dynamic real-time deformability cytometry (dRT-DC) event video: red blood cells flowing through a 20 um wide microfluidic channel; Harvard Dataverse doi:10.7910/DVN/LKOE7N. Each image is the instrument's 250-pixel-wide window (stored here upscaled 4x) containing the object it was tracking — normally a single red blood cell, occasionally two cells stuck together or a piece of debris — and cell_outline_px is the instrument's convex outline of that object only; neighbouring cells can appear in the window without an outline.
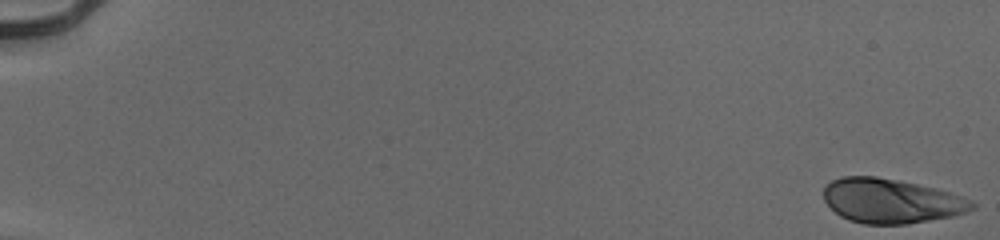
{"species": "human", "species_latin": "Homo sapiens", "temperature_condition": "cold", "stored_images_in_passage": 22, "camera_frame_rate_fps": 3000, "um_per_image_px": 0.085, "donor": {"sex": "male"}, "frame": {"image": 1, "passage_image": 1, "time_ms": 0.0, "image_size_px": [1000, 240], "cell_outline_px": [[976, 208], [968, 212], [952, 216], [908, 224], [864, 224], [848, 220], [840, 216], [824, 200], [824, 184], [840, 176], [876, 176], [936, 188], [972, 200], [976, 204]], "centroid_in_image_um": [75.74, 17.08], "position_along_channel_um": 9.3, "area_um2": 38.55}}
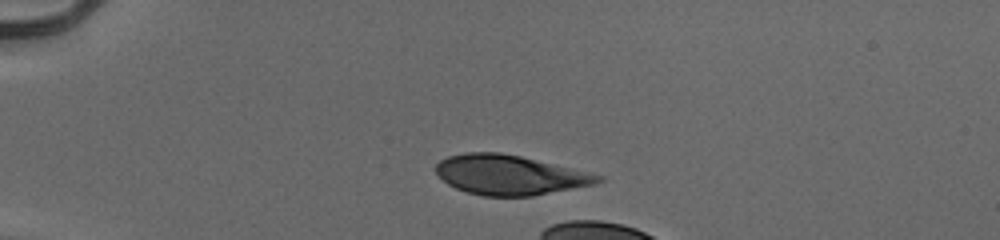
{"frame": {"image": 2, "passage_image": 15, "time_ms": 4.667, "image_size_px": [1000, 240], "cell_outline_px": [[604, 180], [596, 184], [532, 196], [484, 196], [468, 192], [456, 188], [448, 184], [436, 172], [436, 164], [440, 160], [448, 156], [464, 152], [500, 152], [520, 156], [604, 176]], "centroid_in_image_um": [43.32, 14.87], "position_along_channel_um": 41.7, "area_um2": 37.28}}